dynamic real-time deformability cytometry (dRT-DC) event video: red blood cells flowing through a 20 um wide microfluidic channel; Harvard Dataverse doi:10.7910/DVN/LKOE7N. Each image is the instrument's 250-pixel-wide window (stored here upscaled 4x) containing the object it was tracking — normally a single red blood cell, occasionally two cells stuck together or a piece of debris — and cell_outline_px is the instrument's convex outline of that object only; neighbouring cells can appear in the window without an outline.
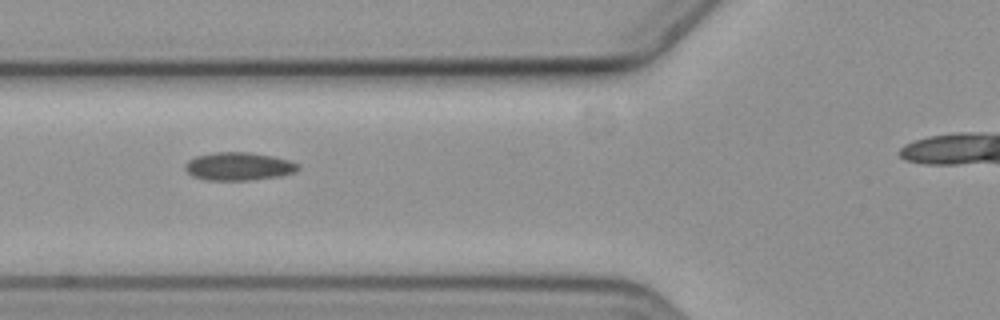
{"species": "common noctule bat (a hibernating species)", "species_latin": "Nyctalus noctula", "temperature_condition": "cold", "stored_images_in_passage": 28, "camera_frame_rate_fps": 3000, "um_per_image_px": 0.085, "animal": {"sex": "female", "body_mass_g": 19.3, "forearm_length_mm": 54.1}, "frame": {"image": 1, "passage_image": 9, "time_ms": 2.667, "image_size_px": [1000, 320], "cell_outline_px": [[300, 168], [296, 172], [280, 176], [252, 180], [204, 180], [192, 176], [184, 168], [184, 164], [188, 160], [196, 156], [212, 152], [248, 152], [272, 156], [288, 160], [300, 164]], "centroid_in_image_um": [20.28, 14.14], "position_along_channel_um": 105.5, "area_um2": 18.67}}
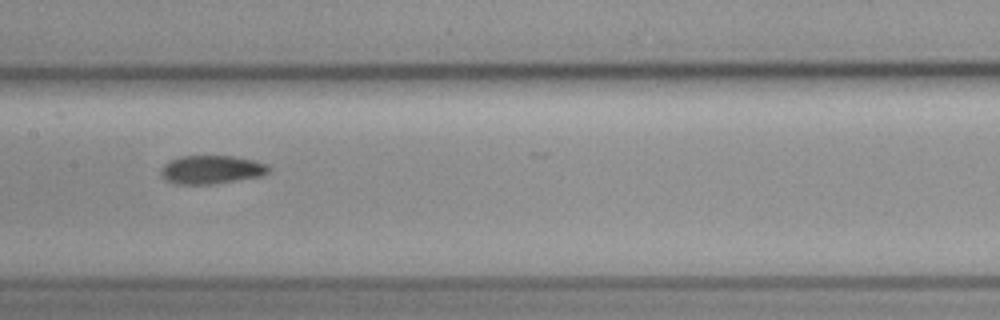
{"frame": {"image": 2, "passage_image": 16, "time_ms": 5.0, "image_size_px": [1000, 320], "cell_outline_px": [[272, 168], [268, 172], [260, 176], [212, 184], [176, 184], [160, 176], [160, 172], [164, 164], [168, 160], [180, 156], [232, 156], [252, 160], [268, 164]], "centroid_in_image_um": [17.95, 14.41], "position_along_channel_um": 189.4, "area_um2": 17.86}}